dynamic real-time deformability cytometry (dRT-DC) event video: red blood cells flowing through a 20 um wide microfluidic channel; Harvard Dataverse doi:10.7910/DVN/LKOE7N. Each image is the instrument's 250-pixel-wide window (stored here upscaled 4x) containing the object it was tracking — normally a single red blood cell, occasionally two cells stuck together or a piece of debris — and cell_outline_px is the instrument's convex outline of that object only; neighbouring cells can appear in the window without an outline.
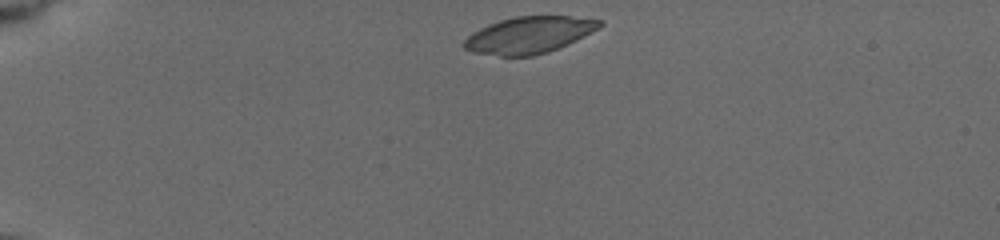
{"species": "common noctule bat (a hibernating species)", "species_latin": "Nyctalus noctula", "temperature_condition": "cold", "stored_images_in_passage": 43, "camera_frame_rate_fps": 3000, "um_per_image_px": 0.085, "animal": {"sex": "female", "body_mass_g": 19.5, "forearm_length_mm": 54.1}, "frame": {"image": 1, "passage_image": 1, "time_ms": 0.0, "image_size_px": [1000, 240], "cell_outline_px": [[604, 24], [600, 28], [568, 44], [548, 52], [532, 56], [500, 56], [472, 52], [464, 48], [464, 40], [472, 32], [488, 24], [500, 20], [516, 16], [568, 16], [604, 20]], "centroid_in_image_um": [44.99, 2.97], "position_along_channel_um": 40.0, "area_um2": 29.02}}
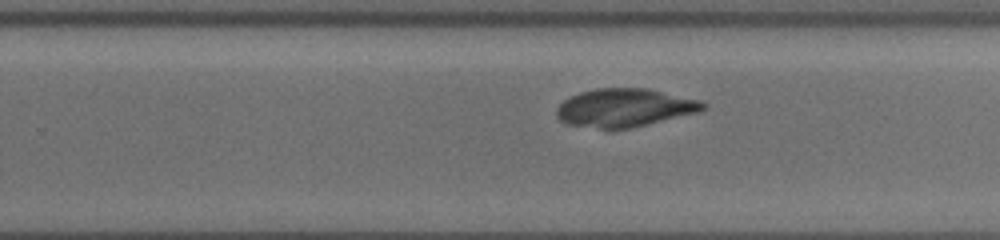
{"frame": {"image": 2, "passage_image": 25, "time_ms": 8.0, "image_size_px": [1000, 240], "cell_outline_px": [[708, 108], [700, 112], [628, 128], [600, 128], [568, 124], [560, 120], [556, 116], [556, 108], [564, 100], [580, 92], [596, 88], [648, 88], [700, 100], [708, 104]], "centroid_in_image_um": [53.13, 9.14], "position_along_channel_um": 276.7, "area_um2": 32.48}}
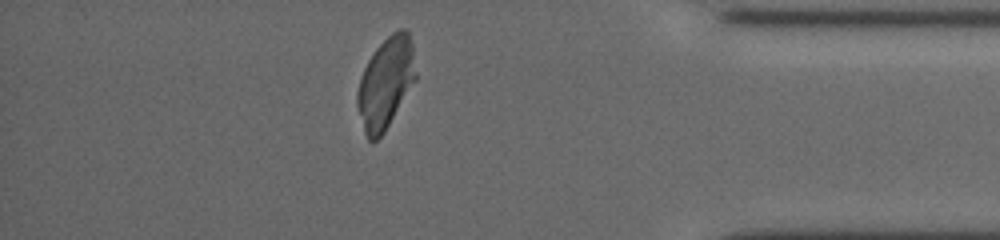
{"frame": {"image": 3, "passage_image": 37, "time_ms": 12.0, "image_size_px": [1000, 240], "cell_outline_px": [[416, 80], [384, 132], [372, 144], [368, 140], [364, 132], [356, 104], [356, 92], [360, 76], [368, 60], [376, 48], [392, 32], [400, 28], [408, 28], [412, 44], [416, 72]], "centroid_in_image_um": [32.77, 7.04], "position_along_channel_um": 402.4, "area_um2": 31.15}}